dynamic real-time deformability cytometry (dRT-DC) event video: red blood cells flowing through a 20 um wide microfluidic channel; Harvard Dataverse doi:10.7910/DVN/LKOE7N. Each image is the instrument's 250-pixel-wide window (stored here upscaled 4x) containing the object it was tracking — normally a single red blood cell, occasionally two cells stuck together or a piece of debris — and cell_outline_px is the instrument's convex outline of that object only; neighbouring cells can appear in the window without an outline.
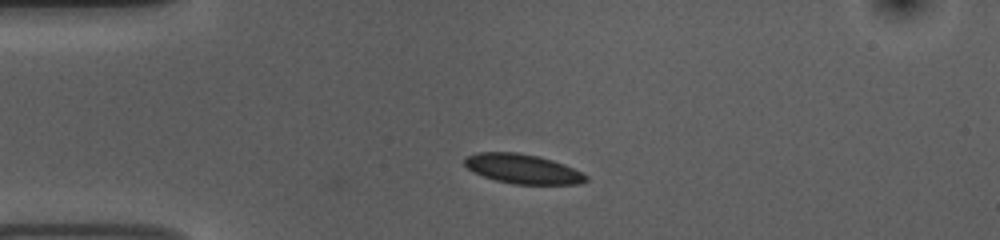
{"species": "common noctule bat (a hibernating species)", "species_latin": "Nyctalus noctula", "temperature_condition": "room temperature", "stored_images_in_passage": 4, "camera_frame_rate_fps": 3000, "um_per_image_px": 0.085, "animal": {"sex": "female", "body_mass_g": 10.0, "forearm_length_mm": 53.1}, "frame": {"image": 1, "passage_image": 1, "time_ms": 0.0, "image_size_px": [1000, 240], "cell_outline_px": [[588, 180], [580, 184], [512, 184], [496, 180], [484, 176], [468, 168], [464, 164], [464, 160], [468, 156], [476, 152], [516, 152], [536, 156], [552, 160], [564, 164], [588, 176]], "centroid_in_image_um": [44.44, 14.36], "position_along_channel_um": 40.6, "area_um2": 20.63}}